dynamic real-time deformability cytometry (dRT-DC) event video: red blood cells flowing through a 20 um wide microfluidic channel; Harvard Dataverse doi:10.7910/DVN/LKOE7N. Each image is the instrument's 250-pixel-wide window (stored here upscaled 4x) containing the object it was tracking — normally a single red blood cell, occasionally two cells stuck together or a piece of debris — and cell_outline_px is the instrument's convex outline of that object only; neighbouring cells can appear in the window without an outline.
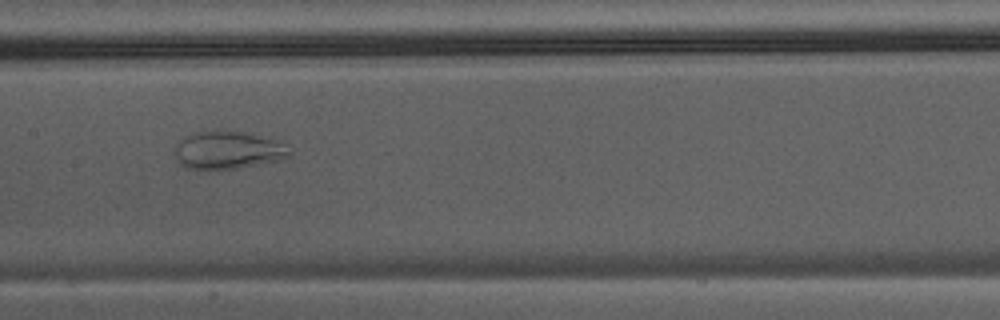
{"species": "Egyptian fruit bat (a non-hibernating species)", "species_latin": "Rousettus aegyptiacus", "temperature_condition": "warm", "stored_images_in_passage": 28, "camera_frame_rate_fps": 3000, "um_per_image_px": 0.085, "animal": {"sex": "male"}, "frame": {"image": 1, "passage_image": 9, "time_ms": 2.667, "image_size_px": [1000, 320], "cell_outline_px": [[292, 152], [288, 156], [280, 160], [240, 168], [184, 168], [176, 160], [176, 148], [180, 140], [184, 136], [196, 132], [252, 132], [272, 140], [280, 144]], "centroid_in_image_um": [19.35, 12.77], "position_along_channel_um": 188.0, "area_um2": 24.57}}